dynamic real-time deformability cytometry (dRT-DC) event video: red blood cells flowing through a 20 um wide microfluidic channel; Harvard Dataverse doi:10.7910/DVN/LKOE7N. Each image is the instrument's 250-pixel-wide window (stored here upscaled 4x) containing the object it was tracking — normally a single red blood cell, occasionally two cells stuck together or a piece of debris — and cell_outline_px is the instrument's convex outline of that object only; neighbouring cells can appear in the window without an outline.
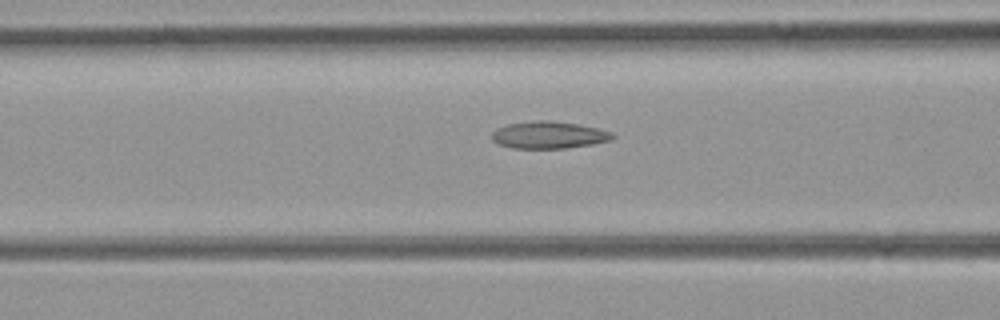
{"species": "common noctule bat (a hibernating species)", "species_latin": "Nyctalus noctula", "temperature_condition": "room temperature", "stored_images_in_passage": 8, "camera_frame_rate_fps": 3000, "um_per_image_px": 0.085, "animal": {"sex": "female", "body_mass_g": 21.9}, "frame": {"image": 1, "passage_image": 6, "time_ms": 1.667, "image_size_px": [1000, 320], "cell_outline_px": [[616, 136], [608, 140], [592, 144], [564, 148], [512, 148], [500, 144], [492, 140], [492, 132], [496, 128], [508, 124], [536, 120], [548, 120], [576, 124], [596, 128], [612, 132]], "centroid_in_image_um": [46.61, 11.47], "position_along_channel_um": 120.0, "area_um2": 18.84}}